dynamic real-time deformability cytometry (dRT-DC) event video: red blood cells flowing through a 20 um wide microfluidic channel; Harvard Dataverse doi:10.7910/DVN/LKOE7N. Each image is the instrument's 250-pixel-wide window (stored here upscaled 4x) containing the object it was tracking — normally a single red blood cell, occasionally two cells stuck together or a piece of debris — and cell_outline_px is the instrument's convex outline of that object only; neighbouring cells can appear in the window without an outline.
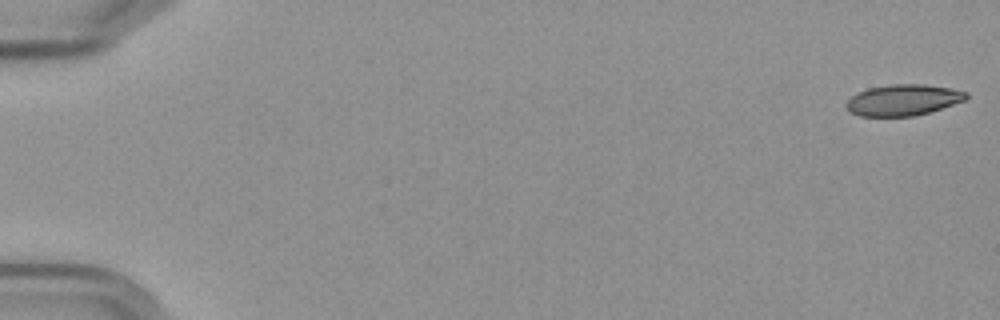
{"species": "Egyptian fruit bat (a non-hibernating species)", "species_latin": "Rousettus aegyptiacus", "temperature_condition": "cold", "stored_images_in_passage": 57, "camera_frame_rate_fps": 3000, "um_per_image_px": 0.085, "frame": {"image": 1, "passage_image": 1, "time_ms": 0.0, "image_size_px": [1000, 320], "cell_outline_px": [[968, 96], [964, 100], [928, 112], [912, 116], [860, 116], [852, 112], [844, 104], [852, 96], [868, 88], [892, 84], [924, 84], [948, 88], [968, 92]], "centroid_in_image_um": [76.75, 8.49], "position_along_channel_um": 8.2, "area_um2": 21.33}}
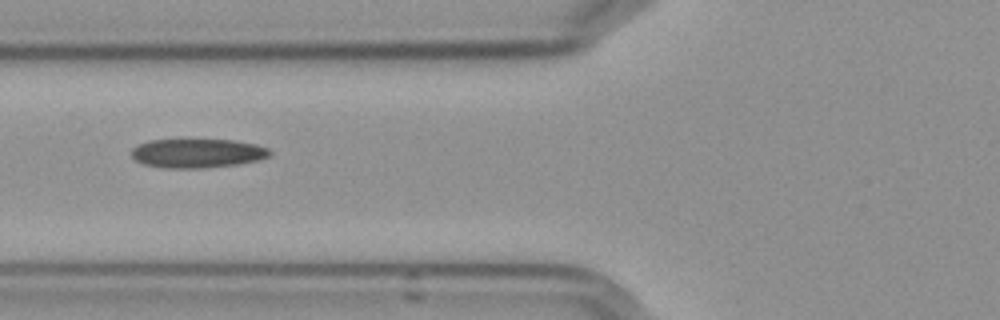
{"frame": {"image": 2, "passage_image": 23, "time_ms": 7.333, "image_size_px": [1000, 320], "cell_outline_px": [[272, 152], [268, 156], [260, 160], [236, 164], [200, 168], [164, 168], [144, 164], [136, 160], [132, 156], [132, 148], [136, 144], [148, 140], [232, 140], [256, 144], [268, 148]], "centroid_in_image_um": [16.76, 13.02], "position_along_channel_um": 109.0, "area_um2": 23.35}}
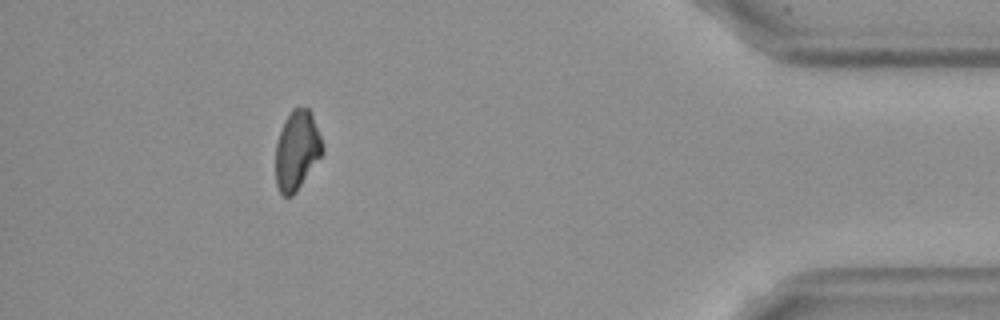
{"frame": {"image": 3, "passage_image": 52, "time_ms": 17.0, "image_size_px": [1000, 320], "cell_outline_px": [[324, 152], [296, 192], [292, 196], [284, 196], [280, 192], [276, 184], [276, 144], [284, 120], [292, 108], [308, 108], [312, 112], [324, 148]], "centroid_in_image_um": [25.24, 12.77], "position_along_channel_um": 410.0, "area_um2": 21.62}}